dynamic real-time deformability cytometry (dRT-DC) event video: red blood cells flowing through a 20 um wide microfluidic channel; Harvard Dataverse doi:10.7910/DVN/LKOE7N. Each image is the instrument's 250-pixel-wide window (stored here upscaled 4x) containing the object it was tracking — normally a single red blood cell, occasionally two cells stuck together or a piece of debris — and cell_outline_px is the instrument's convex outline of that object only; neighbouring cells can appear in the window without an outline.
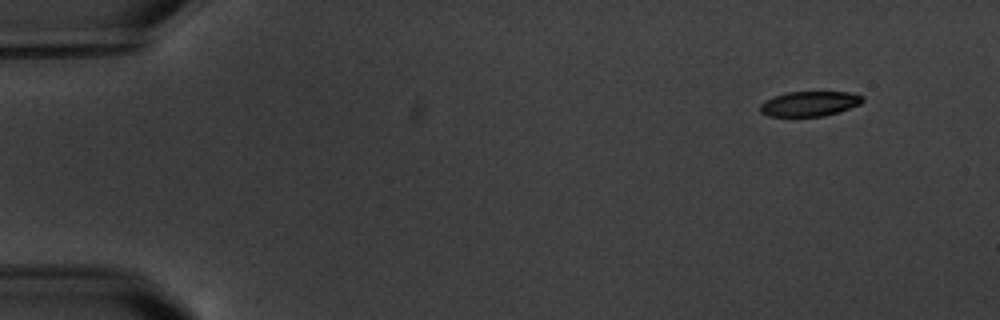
{"species": "common noctule bat (a hibernating species)", "species_latin": "Nyctalus noctula", "temperature_condition": "warm", "stored_images_in_passage": 5, "camera_frame_rate_fps": 3000, "um_per_image_px": 0.085, "animal": {"sex": "male", "body_mass_g": 20.1, "forearm_length_mm": 53.5}, "frame": {"image": 1, "passage_image": 1, "time_ms": 0.0, "image_size_px": [1000, 320], "cell_outline_px": [[864, 100], [860, 104], [824, 116], [768, 116], [760, 112], [760, 104], [764, 100], [788, 92], [848, 92], [864, 96]], "centroid_in_image_um": [68.79, 8.81], "position_along_channel_um": 16.2, "area_um2": 14.74}}